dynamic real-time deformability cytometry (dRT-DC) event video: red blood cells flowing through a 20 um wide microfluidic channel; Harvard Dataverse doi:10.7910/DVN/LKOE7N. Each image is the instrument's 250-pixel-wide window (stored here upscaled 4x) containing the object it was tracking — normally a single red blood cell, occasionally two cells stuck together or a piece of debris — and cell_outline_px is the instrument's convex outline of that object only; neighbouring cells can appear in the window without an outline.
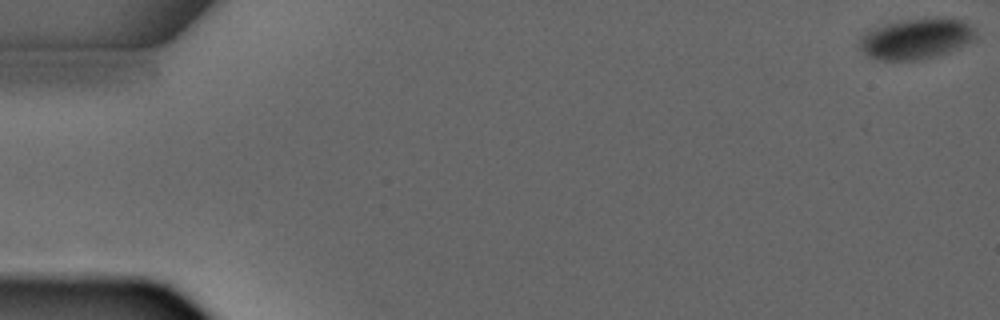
{"species": "common noctule bat (a hibernating species)", "species_latin": "Nyctalus noctula", "temperature_condition": "warm", "stored_images_in_passage": 4, "camera_frame_rate_fps": 3000, "um_per_image_px": 0.085, "animal": {"sex": "male", "forearm_length_mm": 52.5}, "frame": {"image": 1, "passage_image": 1, "time_ms": 0.0, "image_size_px": [1000, 320], "cell_outline_px": [[976, 36], [972, 40], [948, 52], [936, 56], [916, 60], [880, 60], [868, 56], [856, 44], [856, 40], [864, 32], [872, 28], [884, 24], [904, 20], [928, 16], [940, 16], [960, 20], [972, 24], [976, 28]], "centroid_in_image_um": [77.84, 3.26], "position_along_channel_um": 7.2, "area_um2": 28.09}}
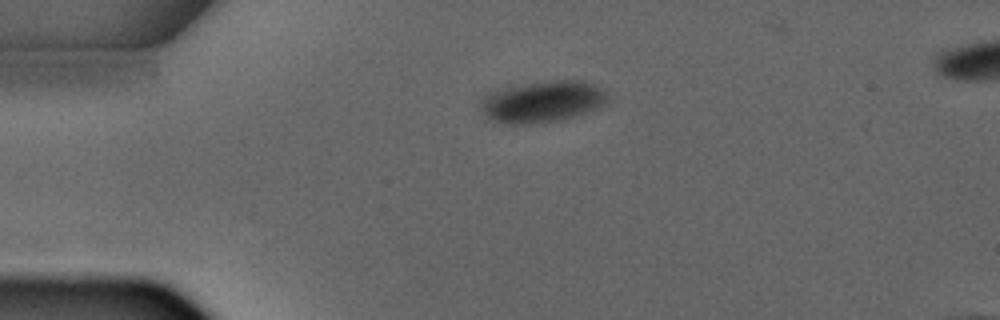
{"frame": {"image": 2, "passage_image": 3, "time_ms": 3.333, "image_size_px": [1000, 320], "cell_outline_px": [[608, 104], [580, 116], [560, 120], [528, 124], [512, 124], [492, 120], [480, 108], [480, 100], [488, 92], [504, 88], [524, 84], [548, 80], [584, 80], [592, 84], [604, 92], [608, 96]], "centroid_in_image_um": [46.15, 8.64], "position_along_channel_um": 38.9, "area_um2": 30.87}}